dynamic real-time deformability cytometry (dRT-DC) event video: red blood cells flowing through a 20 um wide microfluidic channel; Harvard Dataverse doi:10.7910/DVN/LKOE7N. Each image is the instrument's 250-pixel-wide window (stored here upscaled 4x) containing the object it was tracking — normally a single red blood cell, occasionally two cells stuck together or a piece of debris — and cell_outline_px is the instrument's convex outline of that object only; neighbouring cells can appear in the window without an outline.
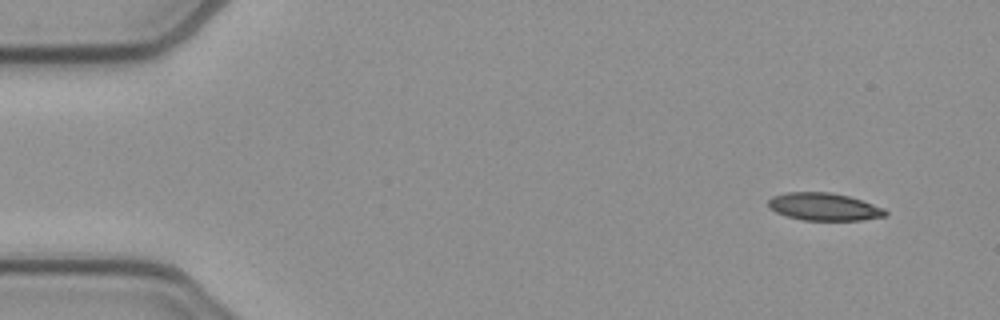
{"species": "common noctule bat (a hibernating species)", "species_latin": "Nyctalus noctula", "temperature_condition": "cold", "stored_images_in_passage": 51, "camera_frame_rate_fps": 3000, "um_per_image_px": 0.085, "animal": {"sex": "female", "body_mass_g": 21.9}, "frame": {"image": 1, "passage_image": 3, "time_ms": 0.667, "image_size_px": [1000, 320], "cell_outline_px": [[888, 216], [864, 220], [804, 220], [788, 216], [776, 212], [768, 208], [768, 200], [772, 196], [784, 192], [828, 192], [848, 196], [884, 208], [888, 212]], "centroid_in_image_um": [70.04, 17.57], "position_along_channel_um": 15.0, "area_um2": 18.84}}
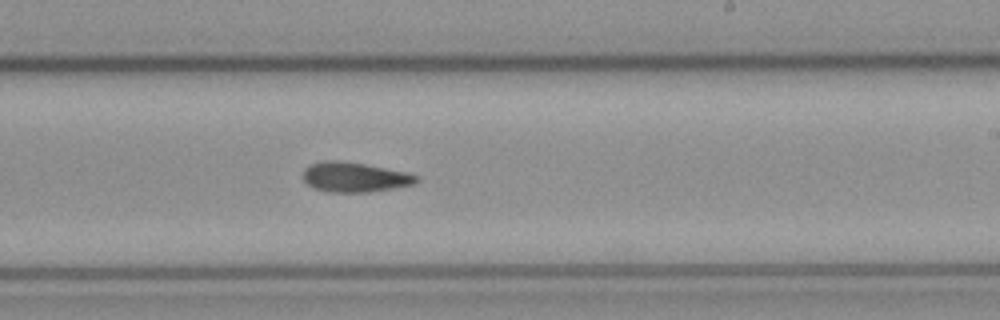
{"frame": {"image": 2, "passage_image": 30, "time_ms": 9.667, "image_size_px": [1000, 320], "cell_outline_px": [[420, 180], [412, 184], [392, 188], [368, 192], [328, 192], [312, 188], [304, 180], [304, 168], [308, 164], [324, 160], [336, 160], [364, 164], [408, 172], [420, 176]], "centroid_in_image_um": [30.13, 15.05], "position_along_channel_um": 258.9, "area_um2": 19.77}}
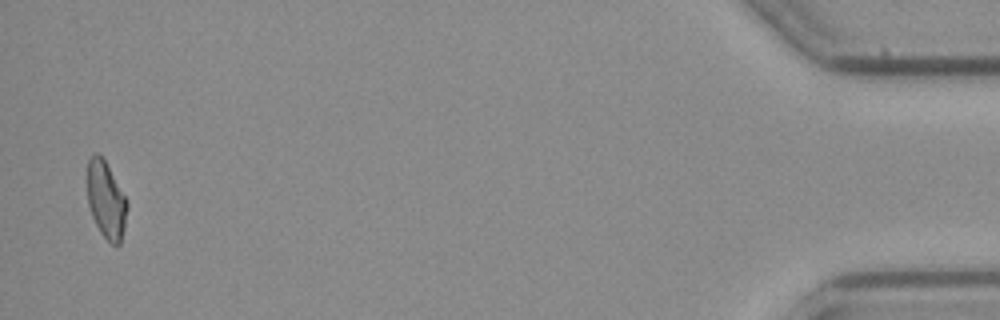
{"frame": {"image": 3, "passage_image": 50, "time_ms": 16.333, "image_size_px": [1000, 320], "cell_outline_px": [[128, 208], [124, 228], [120, 244], [112, 244], [100, 232], [92, 216], [88, 204], [88, 160], [96, 152], [100, 152], [128, 200]], "centroid_in_image_um": [9.03, 16.98], "position_along_channel_um": 426.2, "area_um2": 17.86}}